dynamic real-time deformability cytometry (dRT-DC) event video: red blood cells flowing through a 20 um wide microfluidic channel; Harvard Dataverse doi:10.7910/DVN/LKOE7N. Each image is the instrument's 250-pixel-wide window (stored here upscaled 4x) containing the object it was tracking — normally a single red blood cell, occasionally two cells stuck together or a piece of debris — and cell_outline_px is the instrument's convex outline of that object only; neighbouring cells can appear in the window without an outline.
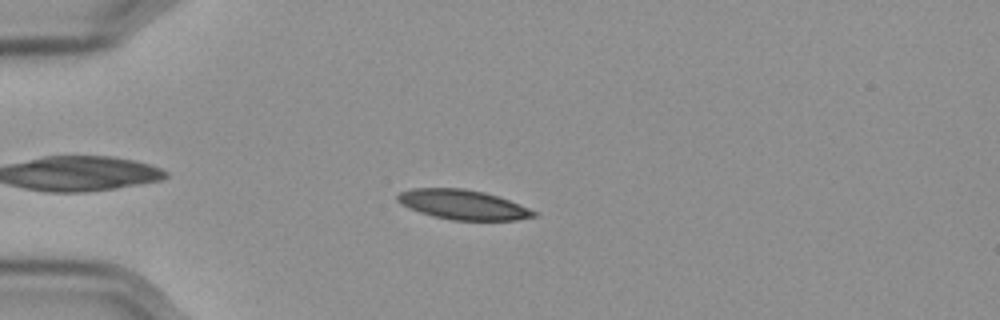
{"species": "Egyptian fruit bat (a non-hibernating species)", "species_latin": "Rousettus aegyptiacus", "temperature_condition": "cold", "stored_images_in_passage": 50, "camera_frame_rate_fps": 3000, "um_per_image_px": 0.085, "frame": {"image": 1, "passage_image": 8, "time_ms": 2.333, "image_size_px": [1000, 320], "cell_outline_px": [[540, 212], [536, 216], [516, 220], [452, 220], [432, 216], [420, 212], [400, 204], [396, 200], [396, 196], [400, 192], [412, 188], [464, 188], [484, 192], [508, 200]], "centroid_in_image_um": [39.34, 17.39], "position_along_channel_um": 45.7, "area_um2": 23.58}}
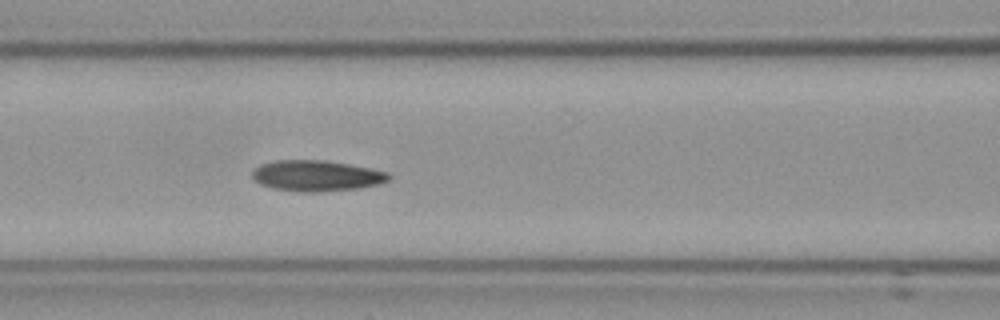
{"frame": {"image": 2, "passage_image": 18, "time_ms": 5.667, "image_size_px": [1000, 320], "cell_outline_px": [[392, 176], [388, 180], [380, 184], [356, 188], [320, 192], [300, 192], [272, 188], [260, 184], [252, 180], [252, 172], [260, 164], [276, 160], [324, 160], [348, 164], [388, 172]], "centroid_in_image_um": [26.87, 14.94], "position_along_channel_um": 139.7, "area_um2": 24.57}}
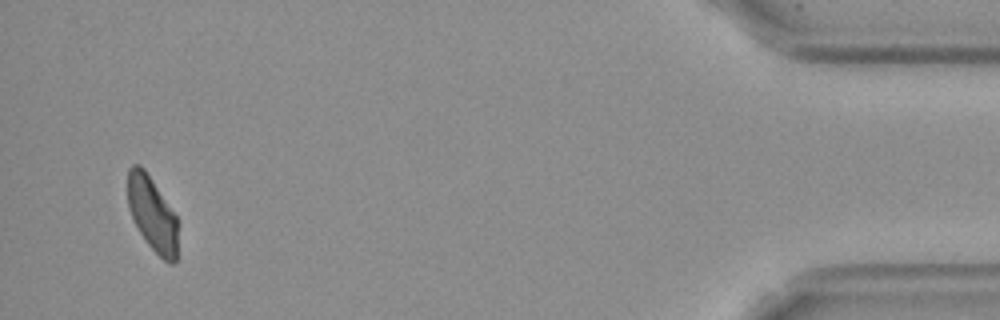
{"frame": {"image": 3, "passage_image": 48, "time_ms": 15.667, "image_size_px": [1000, 320], "cell_outline_px": [[176, 264], [168, 264], [148, 244], [140, 232], [132, 216], [128, 204], [128, 168], [132, 164], [140, 164], [144, 168], [176, 216]], "centroid_in_image_um": [12.92, 18.17], "position_along_channel_um": 422.3, "area_um2": 21.27}, "authors_computed_cell_mechanics": {"area_um2": 23.8136, "velocity_mm_per_s": 3.5664, "shape_relaxation_time_tau1_ms": 5.1924, "shape_relaxation_time_tau2_ms": 4.7044, "deformation_change_tau1": 0.1391, "deformation_change_tau2": 0.0952}}